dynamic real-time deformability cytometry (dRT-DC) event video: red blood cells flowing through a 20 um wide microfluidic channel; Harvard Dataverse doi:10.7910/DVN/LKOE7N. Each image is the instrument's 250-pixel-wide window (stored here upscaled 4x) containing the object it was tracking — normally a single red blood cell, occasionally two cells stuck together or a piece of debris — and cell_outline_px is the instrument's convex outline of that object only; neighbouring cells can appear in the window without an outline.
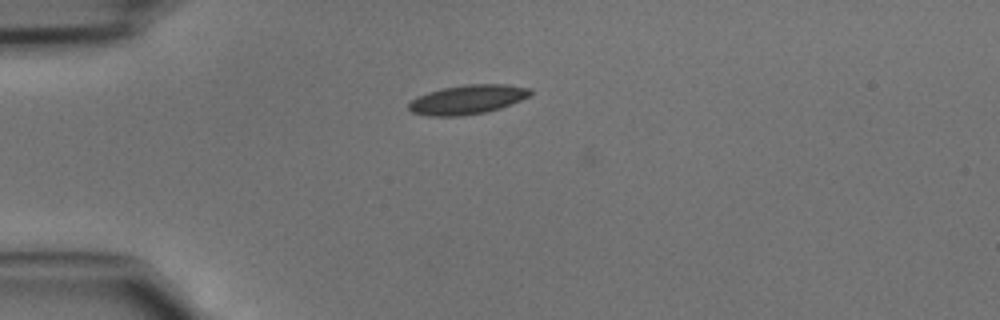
{"species": "common noctule bat (a hibernating species)", "species_latin": "Nyctalus noctula", "temperature_condition": "cold", "stored_images_in_passage": 2, "camera_frame_rate_fps": 3000, "um_per_image_px": 0.085, "animal": {"sex": "male", "body_mass_g": 15.6}, "frame": {"image": 1, "passage_image": 1, "time_ms": 0.0, "image_size_px": [1000, 320], "cell_outline_px": [[532, 92], [528, 96], [520, 100], [500, 108], [488, 112], [460, 116], [428, 116], [412, 112], [408, 108], [408, 104], [416, 96], [440, 88], [464, 84], [508, 84], [532, 88]], "centroid_in_image_um": [39.72, 8.45], "position_along_channel_um": 45.3, "area_um2": 20.92}}